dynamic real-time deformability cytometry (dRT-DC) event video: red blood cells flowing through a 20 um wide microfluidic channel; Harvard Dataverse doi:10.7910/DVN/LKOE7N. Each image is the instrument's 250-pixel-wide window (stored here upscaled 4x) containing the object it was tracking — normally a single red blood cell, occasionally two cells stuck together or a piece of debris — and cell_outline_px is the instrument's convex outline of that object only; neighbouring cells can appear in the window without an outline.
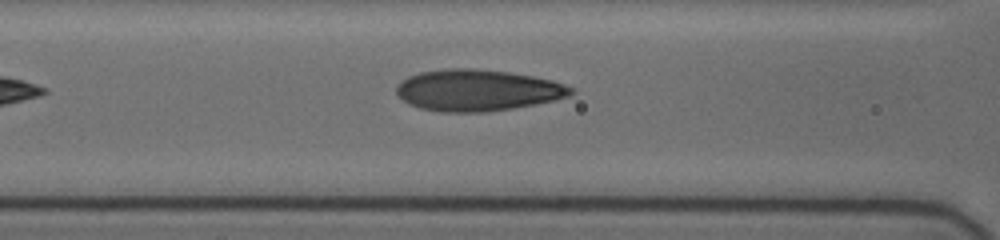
{"species": "human", "species_latin": "Homo sapiens", "temperature_condition": "cold", "stored_images_in_passage": 4, "segment_of_instrument_passage": [2, 2], "camera_frame_rate_fps": 3000, "um_per_image_px": 0.085, "donor": {"sex": "female"}, "frame": {"image": 1, "passage_image": 4, "time_ms": 2.667, "image_size_px": [1000, 240], "cell_outline_px": [[576, 92], [568, 96], [556, 100], [536, 104], [512, 108], [484, 112], [440, 112], [420, 108], [408, 104], [396, 92], [396, 88], [408, 76], [420, 72], [444, 68], [472, 68], [508, 72], [532, 76], [552, 80], [564, 84], [572, 88]], "centroid_in_image_um": [40.6, 7.67], "position_along_channel_um": 126.0, "area_um2": 42.08}}